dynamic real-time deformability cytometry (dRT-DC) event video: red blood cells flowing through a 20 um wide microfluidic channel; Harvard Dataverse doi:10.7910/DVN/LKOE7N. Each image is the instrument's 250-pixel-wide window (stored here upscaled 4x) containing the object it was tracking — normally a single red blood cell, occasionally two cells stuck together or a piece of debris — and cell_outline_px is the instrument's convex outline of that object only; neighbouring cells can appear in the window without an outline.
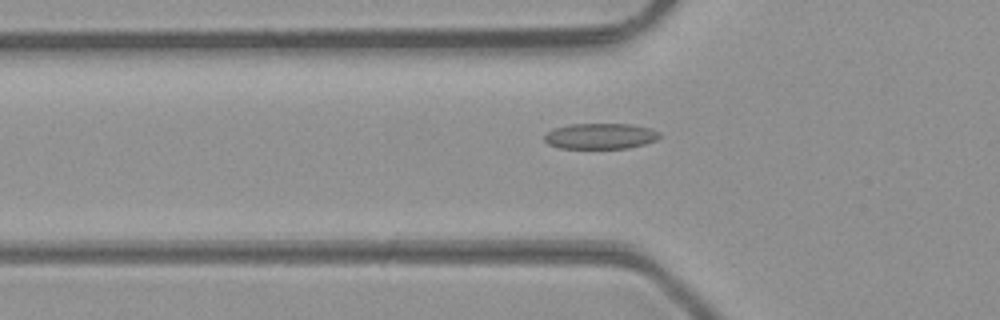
{"species": "common noctule bat (a hibernating species)", "species_latin": "Nyctalus noctula", "temperature_condition": "room temperature", "stored_images_in_passage": 45, "camera_frame_rate_fps": 3000, "um_per_image_px": 0.085, "animal": {"sex": "male", "body_mass_g": 23.1, "forearm_length_mm": 52.7}, "frame": {"image": 1, "passage_image": 13, "time_ms": 4.0, "image_size_px": [1000, 320], "cell_outline_px": [[660, 136], [656, 140], [644, 144], [628, 148], [560, 148], [548, 144], [544, 140], [544, 136], [552, 128], [568, 124], [632, 124], [648, 128], [660, 132]], "centroid_in_image_um": [51.01, 11.56], "position_along_channel_um": 74.8, "area_um2": 17.28}}
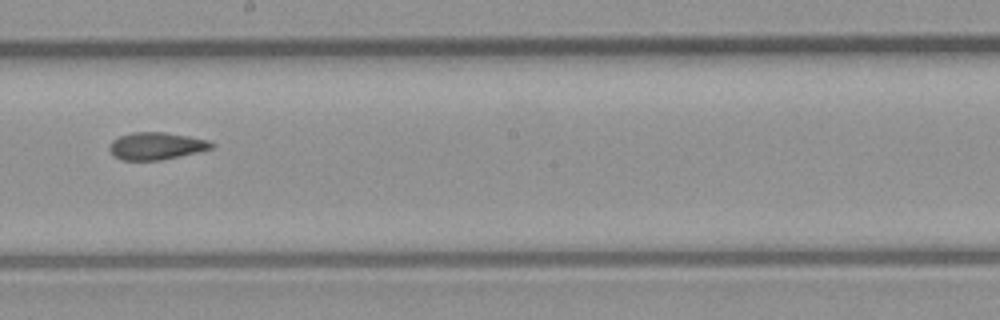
{"frame": {"image": 2, "passage_image": 24, "time_ms": 7.667, "image_size_px": [1000, 320], "cell_outline_px": [[216, 144], [212, 148], [180, 156], [160, 160], [120, 160], [112, 156], [108, 148], [108, 144], [112, 140], [120, 136], [132, 132], [164, 132], [188, 136], [208, 140]], "centroid_in_image_um": [13.23, 12.41], "position_along_channel_um": 235.0, "area_um2": 16.36}}
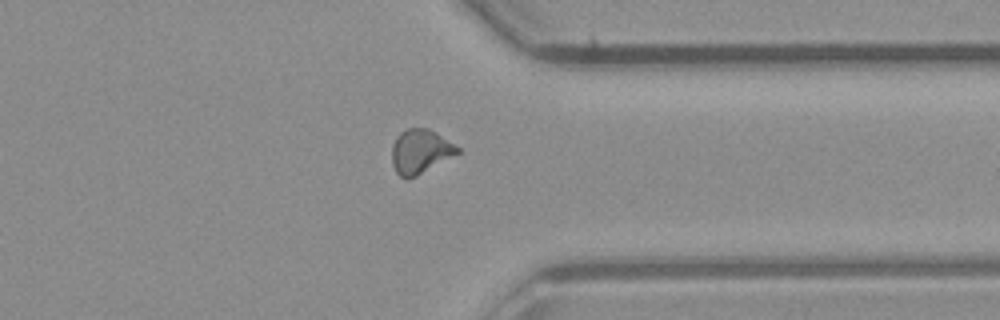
{"frame": {"image": 3, "passage_image": 34, "time_ms": 11.0, "image_size_px": [1000, 320], "cell_outline_px": [[460, 152], [416, 176], [408, 180], [400, 176], [396, 172], [392, 164], [392, 144], [396, 136], [404, 128], [428, 128], [436, 132], [460, 148]], "centroid_in_image_um": [35.69, 12.86], "position_along_channel_um": 375.7, "area_um2": 16.94}, "authors_computed_cell_mechanics": {"area_um2": 16.3574, "velocity_mm_per_s": 4.3324, "shape_relaxation_time_tau1_ms": null, "shape_relaxation_time_tau2_ms": 4.2548, "deformation_change_tau1": null, "deformation_change_tau2": 0.1226}}